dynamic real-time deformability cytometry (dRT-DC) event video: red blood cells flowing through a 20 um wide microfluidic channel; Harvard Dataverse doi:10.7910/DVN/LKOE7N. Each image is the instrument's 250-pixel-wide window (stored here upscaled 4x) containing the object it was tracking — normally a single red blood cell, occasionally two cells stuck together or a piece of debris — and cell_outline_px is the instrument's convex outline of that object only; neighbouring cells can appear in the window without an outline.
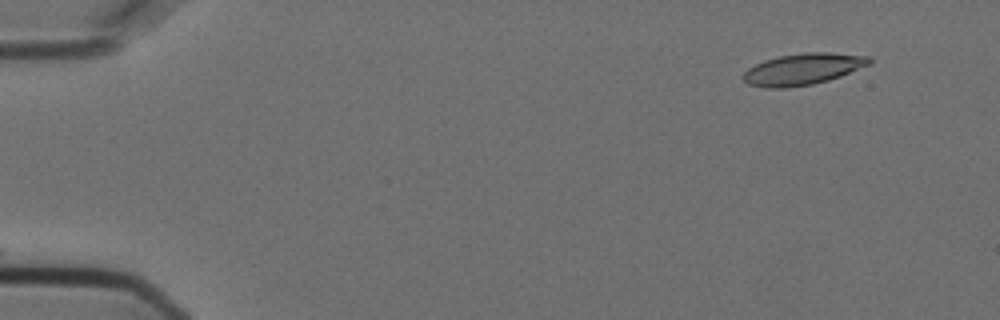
{"species": "Egyptian fruit bat (a non-hibernating species)", "species_latin": "Rousettus aegyptiacus", "temperature_condition": "cold", "stored_images_in_passage": 10, "camera_frame_rate_fps": 3000, "um_per_image_px": 0.085, "animal": {"sex": "female"}, "frame": {"image": 1, "passage_image": 1, "time_ms": 0.0, "image_size_px": [1000, 320], "cell_outline_px": [[872, 60], [868, 64], [840, 76], [828, 80], [812, 84], [788, 88], [764, 88], [748, 84], [740, 76], [748, 68], [764, 60], [780, 56], [804, 52], [832, 52], [872, 56]], "centroid_in_image_um": [68.22, 5.87], "position_along_channel_um": 16.8, "area_um2": 23.18}}
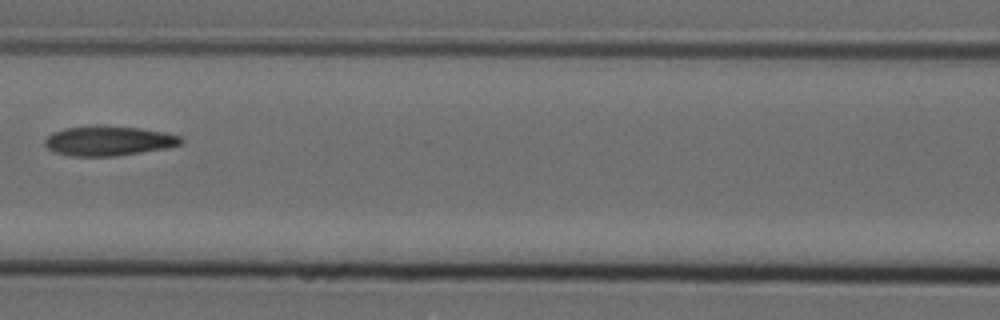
{"frame": {"image": 2, "passage_image": 7, "time_ms": 2.0, "image_size_px": [1000, 320], "cell_outline_px": [[184, 140], [180, 144], [168, 148], [116, 156], [68, 156], [56, 152], [48, 148], [44, 144], [44, 140], [52, 132], [64, 128], [96, 124], [100, 124], [140, 128], [164, 132], [180, 136]], "centroid_in_image_um": [9.21, 11.95], "position_along_channel_um": 157.4, "area_um2": 23.93}}
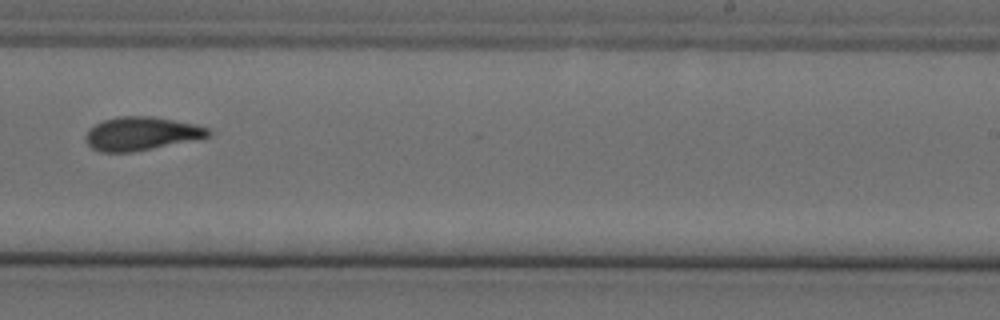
{"frame": {"image": 3, "passage_image": 10, "time_ms": 3.0, "image_size_px": [1000, 320], "cell_outline_px": [[212, 136], [132, 152], [100, 152], [92, 148], [84, 140], [84, 136], [88, 128], [104, 120], [120, 116], [152, 116], [196, 124], [208, 128], [212, 132]], "centroid_in_image_um": [11.99, 11.35], "position_along_channel_um": 277.0, "area_um2": 23.93}}